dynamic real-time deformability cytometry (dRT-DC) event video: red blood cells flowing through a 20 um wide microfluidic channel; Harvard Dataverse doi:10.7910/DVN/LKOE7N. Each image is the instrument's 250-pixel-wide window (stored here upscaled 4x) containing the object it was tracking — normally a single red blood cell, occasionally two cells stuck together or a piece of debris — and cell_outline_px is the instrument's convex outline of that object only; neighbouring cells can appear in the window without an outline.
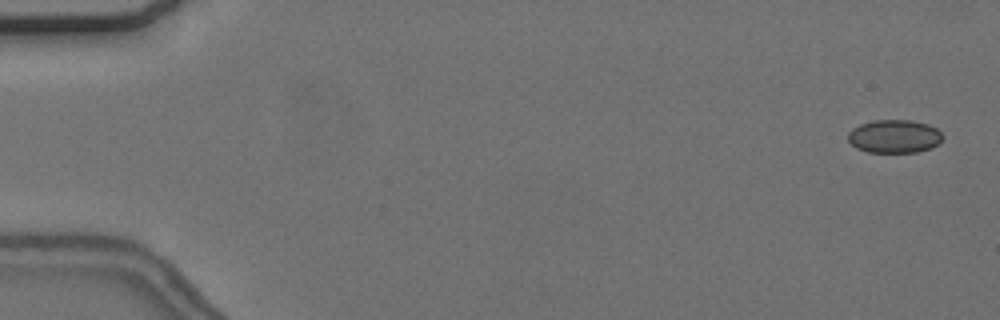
{"species": "common noctule bat (a hibernating species)", "species_latin": "Nyctalus noctula", "temperature_condition": "cold", "stored_images_in_passage": 56, "camera_frame_rate_fps": 3000, "um_per_image_px": 0.085, "animal": {"sex": "female", "body_mass_g": 24.6, "forearm_length_mm": 56.2}, "frame": {"image": 1, "passage_image": 2, "time_ms": 0.333, "image_size_px": [1000, 320], "cell_outline_px": [[944, 136], [940, 144], [932, 148], [916, 152], [868, 152], [856, 148], [848, 140], [848, 132], [852, 128], [860, 124], [872, 120], [912, 120], [928, 124], [936, 128]], "centroid_in_image_um": [76.04, 11.59], "position_along_channel_um": 9.0, "area_um2": 18.55}}
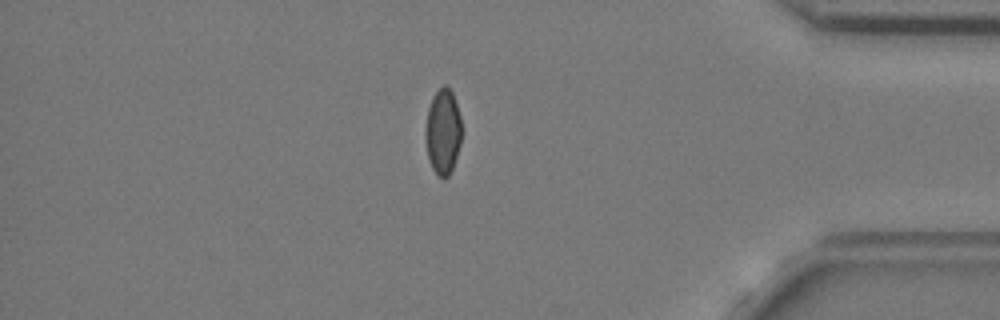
{"frame": {"image": 2, "passage_image": 48, "time_ms": 15.667, "image_size_px": [1000, 320], "cell_outline_px": [[460, 144], [452, 168], [448, 176], [444, 180], [436, 176], [428, 160], [424, 136], [424, 128], [428, 108], [432, 96], [444, 84], [452, 92], [460, 116]], "centroid_in_image_um": [37.6, 11.23], "position_along_channel_um": 397.6, "area_um2": 18.15}}
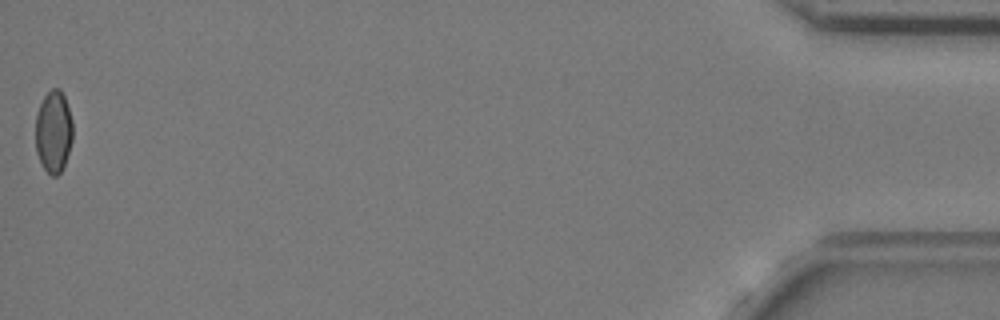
{"frame": {"image": 3, "passage_image": 56, "time_ms": 18.333, "image_size_px": [1000, 320], "cell_outline_px": [[72, 140], [64, 168], [56, 176], [52, 176], [44, 168], [36, 152], [36, 112], [44, 96], [52, 88], [60, 88], [64, 96], [72, 120]], "centroid_in_image_um": [4.55, 11.19], "position_along_channel_um": 430.6, "area_um2": 17.8}, "authors_computed_cell_mechanics": {"area_um2": 18.496, "velocity_mm_per_s": 3.6825, "shape_relaxation_time_tau1_ms": null, "shape_relaxation_time_tau2_ms": 2.0581, "deformation_change_tau1": null, "deformation_change_tau2": 0.0388}}